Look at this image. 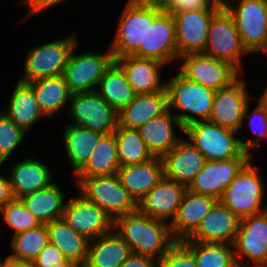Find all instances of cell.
I'll list each match as a JSON object with an SVG mask.
<instances>
[{"label": "cell", "mask_w": 267, "mask_h": 267, "mask_svg": "<svg viewBox=\"0 0 267 267\" xmlns=\"http://www.w3.org/2000/svg\"><path fill=\"white\" fill-rule=\"evenodd\" d=\"M114 229L129 245L130 251L159 260L176 242L170 226L138 209L114 220Z\"/></svg>", "instance_id": "6da1fadb"}, {"label": "cell", "mask_w": 267, "mask_h": 267, "mask_svg": "<svg viewBox=\"0 0 267 267\" xmlns=\"http://www.w3.org/2000/svg\"><path fill=\"white\" fill-rule=\"evenodd\" d=\"M234 130L210 121H199L184 128V135L204 155L207 161L251 158V149L258 148L259 139H238ZM257 146V147H256Z\"/></svg>", "instance_id": "7a4b0ae2"}, {"label": "cell", "mask_w": 267, "mask_h": 267, "mask_svg": "<svg viewBox=\"0 0 267 267\" xmlns=\"http://www.w3.org/2000/svg\"><path fill=\"white\" fill-rule=\"evenodd\" d=\"M163 11L142 0H128L110 47L114 58L126 55L145 58V35L149 23H153Z\"/></svg>", "instance_id": "3957f363"}, {"label": "cell", "mask_w": 267, "mask_h": 267, "mask_svg": "<svg viewBox=\"0 0 267 267\" xmlns=\"http://www.w3.org/2000/svg\"><path fill=\"white\" fill-rule=\"evenodd\" d=\"M166 90L168 108L171 111L184 110L183 113H175L183 128L195 122L209 120L216 91L188 80L180 72L166 82Z\"/></svg>", "instance_id": "277c9868"}, {"label": "cell", "mask_w": 267, "mask_h": 267, "mask_svg": "<svg viewBox=\"0 0 267 267\" xmlns=\"http://www.w3.org/2000/svg\"><path fill=\"white\" fill-rule=\"evenodd\" d=\"M250 160L241 168L231 184L225 189L220 201L240 219L267 210L262 209L265 186L259 173Z\"/></svg>", "instance_id": "5b68a950"}, {"label": "cell", "mask_w": 267, "mask_h": 267, "mask_svg": "<svg viewBox=\"0 0 267 267\" xmlns=\"http://www.w3.org/2000/svg\"><path fill=\"white\" fill-rule=\"evenodd\" d=\"M80 193L97 204L113 220L137 210V203L123 187L118 173L93 177H76Z\"/></svg>", "instance_id": "8992f818"}, {"label": "cell", "mask_w": 267, "mask_h": 267, "mask_svg": "<svg viewBox=\"0 0 267 267\" xmlns=\"http://www.w3.org/2000/svg\"><path fill=\"white\" fill-rule=\"evenodd\" d=\"M79 43L74 32L64 39L31 47L23 67V75L19 81L31 83L47 77L63 75L68 57L73 47Z\"/></svg>", "instance_id": "52a82bcc"}, {"label": "cell", "mask_w": 267, "mask_h": 267, "mask_svg": "<svg viewBox=\"0 0 267 267\" xmlns=\"http://www.w3.org/2000/svg\"><path fill=\"white\" fill-rule=\"evenodd\" d=\"M224 0L222 6L234 20L244 47L249 53H258L267 44V1L238 0L234 7Z\"/></svg>", "instance_id": "ba28073f"}, {"label": "cell", "mask_w": 267, "mask_h": 267, "mask_svg": "<svg viewBox=\"0 0 267 267\" xmlns=\"http://www.w3.org/2000/svg\"><path fill=\"white\" fill-rule=\"evenodd\" d=\"M203 53L242 71L241 58L249 52L242 43L233 18L224 7L211 20Z\"/></svg>", "instance_id": "9c48e42d"}, {"label": "cell", "mask_w": 267, "mask_h": 267, "mask_svg": "<svg viewBox=\"0 0 267 267\" xmlns=\"http://www.w3.org/2000/svg\"><path fill=\"white\" fill-rule=\"evenodd\" d=\"M77 47L78 43L73 47L64 68L65 82L72 93L95 91L100 79L115 62L114 55L110 47L104 55L92 52L75 55Z\"/></svg>", "instance_id": "30bf717a"}, {"label": "cell", "mask_w": 267, "mask_h": 267, "mask_svg": "<svg viewBox=\"0 0 267 267\" xmlns=\"http://www.w3.org/2000/svg\"><path fill=\"white\" fill-rule=\"evenodd\" d=\"M73 125L102 134L114 133L118 126V112L95 90L73 93L70 100Z\"/></svg>", "instance_id": "8fae6325"}, {"label": "cell", "mask_w": 267, "mask_h": 267, "mask_svg": "<svg viewBox=\"0 0 267 267\" xmlns=\"http://www.w3.org/2000/svg\"><path fill=\"white\" fill-rule=\"evenodd\" d=\"M179 59L182 60L179 72L184 77L214 91L229 86L240 77V72L230 63L204 53L186 54Z\"/></svg>", "instance_id": "7c38bea8"}, {"label": "cell", "mask_w": 267, "mask_h": 267, "mask_svg": "<svg viewBox=\"0 0 267 267\" xmlns=\"http://www.w3.org/2000/svg\"><path fill=\"white\" fill-rule=\"evenodd\" d=\"M233 248L238 267L248 266L242 258L253 262L252 266L267 265V210L240 219Z\"/></svg>", "instance_id": "4fadbf2b"}, {"label": "cell", "mask_w": 267, "mask_h": 267, "mask_svg": "<svg viewBox=\"0 0 267 267\" xmlns=\"http://www.w3.org/2000/svg\"><path fill=\"white\" fill-rule=\"evenodd\" d=\"M62 218L90 241L114 229L113 218L81 194L66 203Z\"/></svg>", "instance_id": "5bb4252c"}, {"label": "cell", "mask_w": 267, "mask_h": 267, "mask_svg": "<svg viewBox=\"0 0 267 267\" xmlns=\"http://www.w3.org/2000/svg\"><path fill=\"white\" fill-rule=\"evenodd\" d=\"M219 10L200 9L171 12L175 22L178 59L186 54L204 52L209 25Z\"/></svg>", "instance_id": "9a60e30c"}, {"label": "cell", "mask_w": 267, "mask_h": 267, "mask_svg": "<svg viewBox=\"0 0 267 267\" xmlns=\"http://www.w3.org/2000/svg\"><path fill=\"white\" fill-rule=\"evenodd\" d=\"M250 99L246 83L240 76L229 86L215 92L208 121L237 132L243 125L242 119Z\"/></svg>", "instance_id": "2e32d148"}, {"label": "cell", "mask_w": 267, "mask_h": 267, "mask_svg": "<svg viewBox=\"0 0 267 267\" xmlns=\"http://www.w3.org/2000/svg\"><path fill=\"white\" fill-rule=\"evenodd\" d=\"M251 158H234L228 160L207 161L187 187L199 195H207L220 200L225 189L231 184L241 168Z\"/></svg>", "instance_id": "e0dca14e"}, {"label": "cell", "mask_w": 267, "mask_h": 267, "mask_svg": "<svg viewBox=\"0 0 267 267\" xmlns=\"http://www.w3.org/2000/svg\"><path fill=\"white\" fill-rule=\"evenodd\" d=\"M161 160L164 178L186 187L207 162L204 155L188 139H181Z\"/></svg>", "instance_id": "ac0fdd59"}, {"label": "cell", "mask_w": 267, "mask_h": 267, "mask_svg": "<svg viewBox=\"0 0 267 267\" xmlns=\"http://www.w3.org/2000/svg\"><path fill=\"white\" fill-rule=\"evenodd\" d=\"M187 187L181 183L162 178L138 203L137 209L156 220L167 224L175 218L178 206Z\"/></svg>", "instance_id": "d6986e66"}, {"label": "cell", "mask_w": 267, "mask_h": 267, "mask_svg": "<svg viewBox=\"0 0 267 267\" xmlns=\"http://www.w3.org/2000/svg\"><path fill=\"white\" fill-rule=\"evenodd\" d=\"M239 223L240 218L218 200L197 230L183 241L233 244Z\"/></svg>", "instance_id": "ffe728a7"}, {"label": "cell", "mask_w": 267, "mask_h": 267, "mask_svg": "<svg viewBox=\"0 0 267 267\" xmlns=\"http://www.w3.org/2000/svg\"><path fill=\"white\" fill-rule=\"evenodd\" d=\"M217 201L214 197L195 194L187 189L175 218L169 224L173 239L175 241L188 239Z\"/></svg>", "instance_id": "44dd1931"}, {"label": "cell", "mask_w": 267, "mask_h": 267, "mask_svg": "<svg viewBox=\"0 0 267 267\" xmlns=\"http://www.w3.org/2000/svg\"><path fill=\"white\" fill-rule=\"evenodd\" d=\"M145 58L164 64L178 59L175 22L171 12L163 11L153 23H149L145 35Z\"/></svg>", "instance_id": "7402d4cb"}, {"label": "cell", "mask_w": 267, "mask_h": 267, "mask_svg": "<svg viewBox=\"0 0 267 267\" xmlns=\"http://www.w3.org/2000/svg\"><path fill=\"white\" fill-rule=\"evenodd\" d=\"M115 62L126 74L128 82L136 94L167 91L166 82H162L160 79L161 72L159 70L166 64L134 55L120 57L115 59Z\"/></svg>", "instance_id": "603a6c76"}, {"label": "cell", "mask_w": 267, "mask_h": 267, "mask_svg": "<svg viewBox=\"0 0 267 267\" xmlns=\"http://www.w3.org/2000/svg\"><path fill=\"white\" fill-rule=\"evenodd\" d=\"M174 127L184 133V128L175 113L169 108L160 116L154 117L137 130L154 157H162L175 147L181 138Z\"/></svg>", "instance_id": "cb8c5ba5"}, {"label": "cell", "mask_w": 267, "mask_h": 267, "mask_svg": "<svg viewBox=\"0 0 267 267\" xmlns=\"http://www.w3.org/2000/svg\"><path fill=\"white\" fill-rule=\"evenodd\" d=\"M167 109V91L136 94L134 99L118 112V125L128 129H138Z\"/></svg>", "instance_id": "d4e9b609"}, {"label": "cell", "mask_w": 267, "mask_h": 267, "mask_svg": "<svg viewBox=\"0 0 267 267\" xmlns=\"http://www.w3.org/2000/svg\"><path fill=\"white\" fill-rule=\"evenodd\" d=\"M123 187L138 203L164 177L160 157L142 164L120 166L118 171Z\"/></svg>", "instance_id": "484cf974"}, {"label": "cell", "mask_w": 267, "mask_h": 267, "mask_svg": "<svg viewBox=\"0 0 267 267\" xmlns=\"http://www.w3.org/2000/svg\"><path fill=\"white\" fill-rule=\"evenodd\" d=\"M9 182L14 199H20L26 194L45 189L52 183L48 164L26 158L13 166Z\"/></svg>", "instance_id": "4316f807"}, {"label": "cell", "mask_w": 267, "mask_h": 267, "mask_svg": "<svg viewBox=\"0 0 267 267\" xmlns=\"http://www.w3.org/2000/svg\"><path fill=\"white\" fill-rule=\"evenodd\" d=\"M130 253L129 245L113 229L90 241L83 267H120Z\"/></svg>", "instance_id": "83f0119b"}, {"label": "cell", "mask_w": 267, "mask_h": 267, "mask_svg": "<svg viewBox=\"0 0 267 267\" xmlns=\"http://www.w3.org/2000/svg\"><path fill=\"white\" fill-rule=\"evenodd\" d=\"M8 102V111L4 113L24 132L29 131L41 117H45L28 83L18 81Z\"/></svg>", "instance_id": "f1b7e54d"}, {"label": "cell", "mask_w": 267, "mask_h": 267, "mask_svg": "<svg viewBox=\"0 0 267 267\" xmlns=\"http://www.w3.org/2000/svg\"><path fill=\"white\" fill-rule=\"evenodd\" d=\"M49 234V243L56 245L66 259L83 266L90 240L77 233L63 218L45 224Z\"/></svg>", "instance_id": "f546056e"}, {"label": "cell", "mask_w": 267, "mask_h": 267, "mask_svg": "<svg viewBox=\"0 0 267 267\" xmlns=\"http://www.w3.org/2000/svg\"><path fill=\"white\" fill-rule=\"evenodd\" d=\"M105 134L69 124L65 127L63 141L68 162L76 174L88 161L95 146Z\"/></svg>", "instance_id": "4dcf8cb0"}, {"label": "cell", "mask_w": 267, "mask_h": 267, "mask_svg": "<svg viewBox=\"0 0 267 267\" xmlns=\"http://www.w3.org/2000/svg\"><path fill=\"white\" fill-rule=\"evenodd\" d=\"M28 84L32 87L45 117H52L61 112L73 94L63 75L47 77Z\"/></svg>", "instance_id": "1f68e13d"}, {"label": "cell", "mask_w": 267, "mask_h": 267, "mask_svg": "<svg viewBox=\"0 0 267 267\" xmlns=\"http://www.w3.org/2000/svg\"><path fill=\"white\" fill-rule=\"evenodd\" d=\"M58 184L24 195L20 198L28 211L43 224L62 218L66 205Z\"/></svg>", "instance_id": "d6a6232c"}, {"label": "cell", "mask_w": 267, "mask_h": 267, "mask_svg": "<svg viewBox=\"0 0 267 267\" xmlns=\"http://www.w3.org/2000/svg\"><path fill=\"white\" fill-rule=\"evenodd\" d=\"M117 142L114 133L105 134L95 146L86 164L75 174L77 177L104 176L118 173Z\"/></svg>", "instance_id": "836d02e7"}, {"label": "cell", "mask_w": 267, "mask_h": 267, "mask_svg": "<svg viewBox=\"0 0 267 267\" xmlns=\"http://www.w3.org/2000/svg\"><path fill=\"white\" fill-rule=\"evenodd\" d=\"M96 91L117 112L126 107L136 95L128 82L126 74L116 62L100 79Z\"/></svg>", "instance_id": "e575fe53"}, {"label": "cell", "mask_w": 267, "mask_h": 267, "mask_svg": "<svg viewBox=\"0 0 267 267\" xmlns=\"http://www.w3.org/2000/svg\"><path fill=\"white\" fill-rule=\"evenodd\" d=\"M114 134L120 166L142 164L154 158L137 129L118 125Z\"/></svg>", "instance_id": "d590c367"}, {"label": "cell", "mask_w": 267, "mask_h": 267, "mask_svg": "<svg viewBox=\"0 0 267 267\" xmlns=\"http://www.w3.org/2000/svg\"><path fill=\"white\" fill-rule=\"evenodd\" d=\"M181 242L194 255L197 267H238L233 244L198 241Z\"/></svg>", "instance_id": "8d00e7d4"}, {"label": "cell", "mask_w": 267, "mask_h": 267, "mask_svg": "<svg viewBox=\"0 0 267 267\" xmlns=\"http://www.w3.org/2000/svg\"><path fill=\"white\" fill-rule=\"evenodd\" d=\"M49 243V234L45 224L13 235L11 248L14 258L33 261Z\"/></svg>", "instance_id": "74e56055"}, {"label": "cell", "mask_w": 267, "mask_h": 267, "mask_svg": "<svg viewBox=\"0 0 267 267\" xmlns=\"http://www.w3.org/2000/svg\"><path fill=\"white\" fill-rule=\"evenodd\" d=\"M6 224L14 230V234L37 228L43 223L32 215L20 199H13L0 208Z\"/></svg>", "instance_id": "f35d334b"}, {"label": "cell", "mask_w": 267, "mask_h": 267, "mask_svg": "<svg viewBox=\"0 0 267 267\" xmlns=\"http://www.w3.org/2000/svg\"><path fill=\"white\" fill-rule=\"evenodd\" d=\"M25 136L26 132L0 111V164L6 162Z\"/></svg>", "instance_id": "ab89813d"}, {"label": "cell", "mask_w": 267, "mask_h": 267, "mask_svg": "<svg viewBox=\"0 0 267 267\" xmlns=\"http://www.w3.org/2000/svg\"><path fill=\"white\" fill-rule=\"evenodd\" d=\"M144 3L168 12H183L200 9H221L220 0H142Z\"/></svg>", "instance_id": "60d3db41"}, {"label": "cell", "mask_w": 267, "mask_h": 267, "mask_svg": "<svg viewBox=\"0 0 267 267\" xmlns=\"http://www.w3.org/2000/svg\"><path fill=\"white\" fill-rule=\"evenodd\" d=\"M158 267H197V264L192 252L181 241H176L158 260Z\"/></svg>", "instance_id": "b9f144b4"}, {"label": "cell", "mask_w": 267, "mask_h": 267, "mask_svg": "<svg viewBox=\"0 0 267 267\" xmlns=\"http://www.w3.org/2000/svg\"><path fill=\"white\" fill-rule=\"evenodd\" d=\"M249 104L245 108V113L242 119L248 120L250 124V129L254 133L253 135L259 138H267V112L263 110L259 105L252 109V112L249 114Z\"/></svg>", "instance_id": "7bdbcfd3"}, {"label": "cell", "mask_w": 267, "mask_h": 267, "mask_svg": "<svg viewBox=\"0 0 267 267\" xmlns=\"http://www.w3.org/2000/svg\"><path fill=\"white\" fill-rule=\"evenodd\" d=\"M66 257L61 250L51 243H48L32 261L33 267H53L66 261Z\"/></svg>", "instance_id": "ee69618b"}, {"label": "cell", "mask_w": 267, "mask_h": 267, "mask_svg": "<svg viewBox=\"0 0 267 267\" xmlns=\"http://www.w3.org/2000/svg\"><path fill=\"white\" fill-rule=\"evenodd\" d=\"M120 267H158V260L131 252Z\"/></svg>", "instance_id": "f6af8a7d"}, {"label": "cell", "mask_w": 267, "mask_h": 267, "mask_svg": "<svg viewBox=\"0 0 267 267\" xmlns=\"http://www.w3.org/2000/svg\"><path fill=\"white\" fill-rule=\"evenodd\" d=\"M64 0H23L22 3L26 4L29 8V11L27 13V17L33 16L35 13L38 14L45 11L46 9H49L52 6L59 4L63 2Z\"/></svg>", "instance_id": "bcb514c9"}, {"label": "cell", "mask_w": 267, "mask_h": 267, "mask_svg": "<svg viewBox=\"0 0 267 267\" xmlns=\"http://www.w3.org/2000/svg\"><path fill=\"white\" fill-rule=\"evenodd\" d=\"M1 166L2 164H0ZM13 199L9 178L0 175V208L10 203Z\"/></svg>", "instance_id": "7dc6e473"}, {"label": "cell", "mask_w": 267, "mask_h": 267, "mask_svg": "<svg viewBox=\"0 0 267 267\" xmlns=\"http://www.w3.org/2000/svg\"><path fill=\"white\" fill-rule=\"evenodd\" d=\"M0 267H33L31 261L20 260L8 255L5 260L0 259Z\"/></svg>", "instance_id": "c3c4849f"}, {"label": "cell", "mask_w": 267, "mask_h": 267, "mask_svg": "<svg viewBox=\"0 0 267 267\" xmlns=\"http://www.w3.org/2000/svg\"><path fill=\"white\" fill-rule=\"evenodd\" d=\"M258 105L267 112V84L265 90L258 99Z\"/></svg>", "instance_id": "681fc988"}, {"label": "cell", "mask_w": 267, "mask_h": 267, "mask_svg": "<svg viewBox=\"0 0 267 267\" xmlns=\"http://www.w3.org/2000/svg\"><path fill=\"white\" fill-rule=\"evenodd\" d=\"M53 267H80V265L67 259L66 261L60 264H55Z\"/></svg>", "instance_id": "f907efd6"}, {"label": "cell", "mask_w": 267, "mask_h": 267, "mask_svg": "<svg viewBox=\"0 0 267 267\" xmlns=\"http://www.w3.org/2000/svg\"><path fill=\"white\" fill-rule=\"evenodd\" d=\"M263 54L267 55V44L260 50Z\"/></svg>", "instance_id": "816d5d0a"}, {"label": "cell", "mask_w": 267, "mask_h": 267, "mask_svg": "<svg viewBox=\"0 0 267 267\" xmlns=\"http://www.w3.org/2000/svg\"><path fill=\"white\" fill-rule=\"evenodd\" d=\"M247 267H267V265H262V266H252V265L249 264V266H247Z\"/></svg>", "instance_id": "f5cc1de1"}]
</instances>
